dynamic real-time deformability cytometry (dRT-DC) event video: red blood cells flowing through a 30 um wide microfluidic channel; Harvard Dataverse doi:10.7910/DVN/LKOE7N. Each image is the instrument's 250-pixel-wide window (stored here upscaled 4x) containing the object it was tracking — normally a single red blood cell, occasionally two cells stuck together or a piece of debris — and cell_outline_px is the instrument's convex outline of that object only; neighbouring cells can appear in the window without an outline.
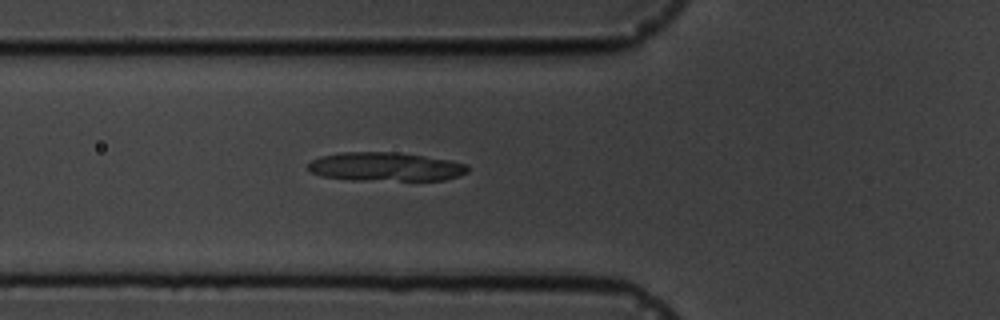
{"species": "common noctule bat (a hibernating species)", "species_latin": "Nyctalus noctula", "temperature_condition": "cold", "stored_images_in_passage": 2, "camera_frame_rate_fps": 3000, "um_per_image_px": 0.085, "animal": {"sex": "male", "body_mass_g": 19.5, "forearm_length_mm": 54.6}, "frame": {"image": 1, "passage_image": 2, "time_ms": 1.0, "image_size_px": [1000, 320], "cell_outline_px": [[468, 172], [460, 176], [444, 180], [352, 180], [320, 176], [312, 172], [308, 168], [308, 164], [312, 160], [320, 156], [340, 152], [392, 152], [424, 156], [448, 160], [468, 164]], "centroid_in_image_um": [32.77, 14.18], "position_along_channel_um": 93.0, "area_um2": 26.82}}